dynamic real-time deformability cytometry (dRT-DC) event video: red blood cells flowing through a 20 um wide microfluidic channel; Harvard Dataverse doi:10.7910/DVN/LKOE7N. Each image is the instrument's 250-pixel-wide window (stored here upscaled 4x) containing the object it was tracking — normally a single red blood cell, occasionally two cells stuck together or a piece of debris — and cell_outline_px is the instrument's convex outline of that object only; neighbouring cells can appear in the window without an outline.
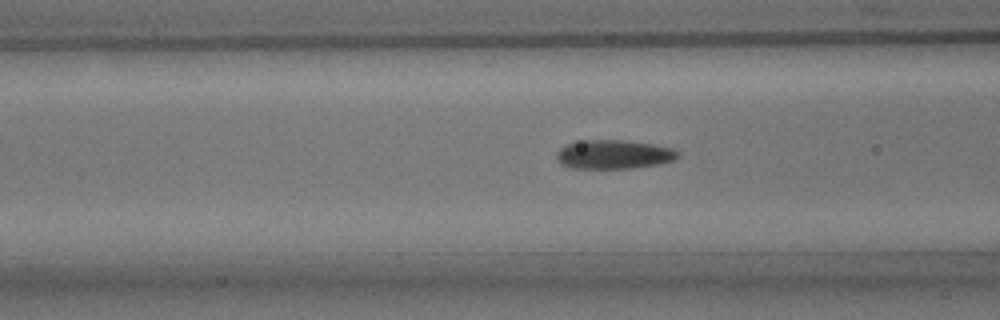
{"species": "common noctule bat (a hibernating species)", "species_latin": "Nyctalus noctula", "temperature_condition": "room temperature", "stored_images_in_passage": 32, "camera_frame_rate_fps": 3000, "um_per_image_px": 0.085, "animal": {"sex": "male", "body_mass_g": 15.6}, "frame": {"image": 1, "passage_image": 9, "time_ms": 2.667, "image_size_px": [1000, 320], "cell_outline_px": [[680, 156], [672, 160], [660, 164], [632, 168], [572, 168], [560, 164], [556, 156], [556, 152], [560, 148], [568, 144], [584, 140], [624, 140], [652, 144], [672, 148], [680, 152]], "centroid_in_image_um": [52.18, 13.13], "position_along_channel_um": 114.4, "area_um2": 20.46}}
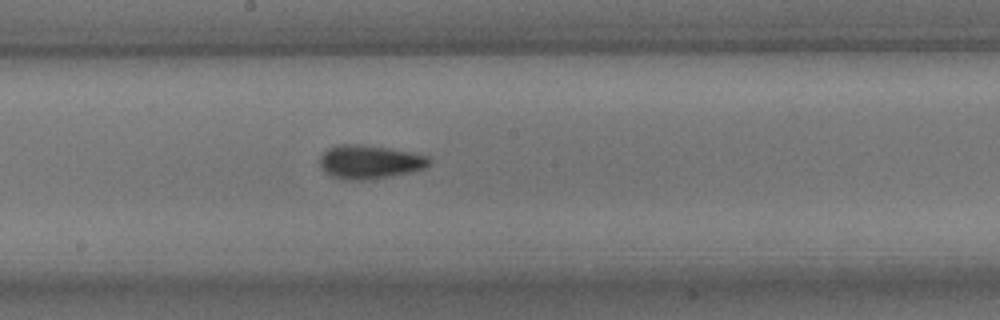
{"frame": {"image": 2, "passage_image": 17, "time_ms": 5.333, "image_size_px": [1000, 320], "cell_outline_px": [[432, 164], [424, 168], [412, 172], [368, 180], [344, 180], [332, 176], [324, 172], [320, 168], [320, 156], [328, 148], [340, 144], [360, 144], [388, 148], [428, 156], [432, 160]], "centroid_in_image_um": [31.41, 13.77], "position_along_channel_um": 216.8, "area_um2": 21.62}}
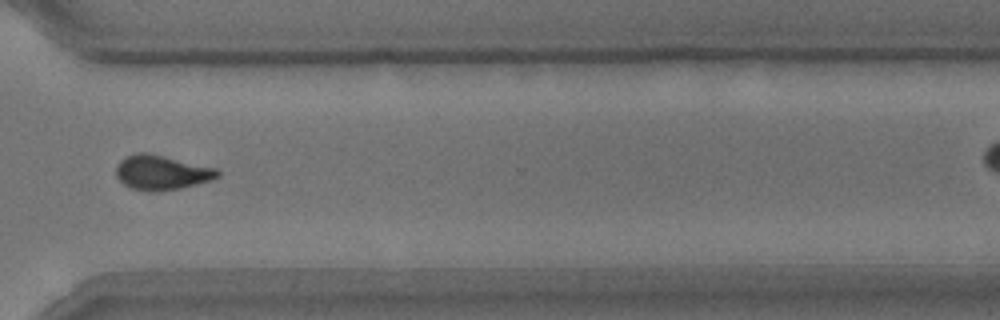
{"frame": {"image": 3, "passage_image": 28, "time_ms": 9.0, "image_size_px": [1000, 320], "cell_outline_px": [[220, 176], [212, 180], [180, 188], [160, 192], [148, 192], [132, 188], [124, 184], [116, 176], [116, 164], [124, 156], [140, 152], [148, 152], [216, 168], [220, 172]], "centroid_in_image_um": [13.72, 14.66], "position_along_channel_um": 356.9, "area_um2": 20.69}}